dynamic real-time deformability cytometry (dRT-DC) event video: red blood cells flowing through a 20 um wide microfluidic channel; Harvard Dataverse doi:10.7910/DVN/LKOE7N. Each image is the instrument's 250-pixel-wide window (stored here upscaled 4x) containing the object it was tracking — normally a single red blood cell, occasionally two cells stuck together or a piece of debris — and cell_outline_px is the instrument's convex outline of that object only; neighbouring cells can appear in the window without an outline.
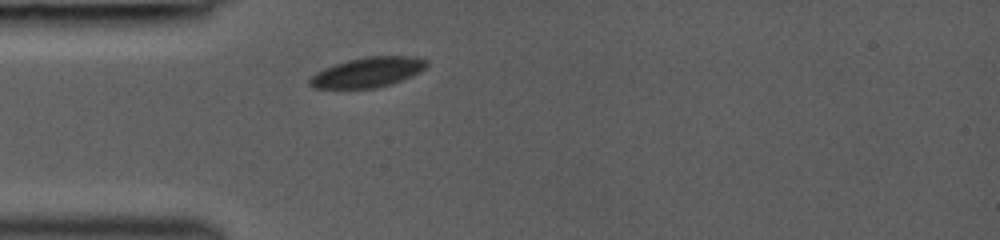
{"species": "common noctule bat (a hibernating species)", "species_latin": "Nyctalus noctula", "temperature_condition": "room temperature", "stored_images_in_passage": 2, "camera_frame_rate_fps": 3000, "um_per_image_px": 0.085, "animal": {"sex": "female", "body_mass_g": 19.0, "forearm_length_mm": 53.3}, "frame": {"image": 1, "passage_image": 2, "time_ms": 1.333, "image_size_px": [1000, 240], "cell_outline_px": [[428, 64], [420, 72], [392, 84], [376, 88], [312, 88], [308, 84], [308, 80], [316, 72], [332, 64], [364, 56], [412, 56], [428, 60]], "centroid_in_image_um": [31.24, 6.14], "position_along_channel_um": 53.8, "area_um2": 20.58}}